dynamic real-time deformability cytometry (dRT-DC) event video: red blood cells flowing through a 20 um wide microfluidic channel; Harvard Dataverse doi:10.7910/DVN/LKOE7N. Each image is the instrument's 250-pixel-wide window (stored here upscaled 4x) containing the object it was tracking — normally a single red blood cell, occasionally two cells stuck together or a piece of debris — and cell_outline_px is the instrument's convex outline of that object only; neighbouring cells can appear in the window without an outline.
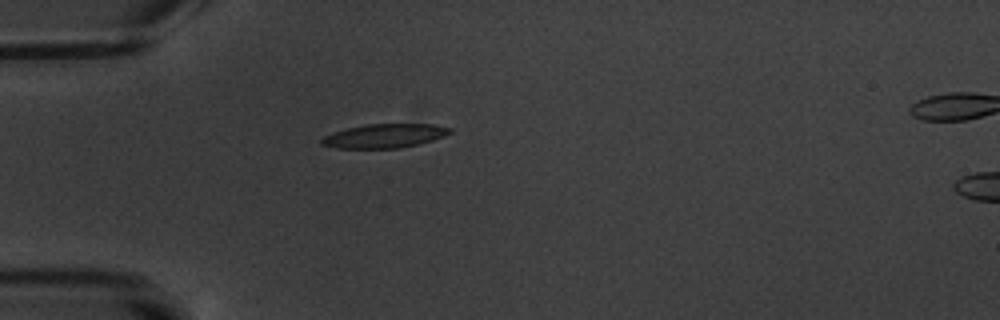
{"species": "common noctule bat (a hibernating species)", "species_latin": "Nyctalus noctula", "temperature_condition": "warm", "stored_images_in_passage": 2, "camera_frame_rate_fps": 3000, "um_per_image_px": 0.085, "animal": {"sex": "male", "body_mass_g": 20.1, "forearm_length_mm": 53.5}, "frame": {"image": 1, "passage_image": 1, "time_ms": 0.0, "image_size_px": [1000, 320], "cell_outline_px": [[452, 132], [444, 136], [432, 140], [400, 148], [336, 148], [320, 144], [320, 140], [324, 136], [332, 132], [348, 128], [368, 124], [432, 124], [452, 128]], "centroid_in_image_um": [32.67, 11.55], "position_along_channel_um": 52.3, "area_um2": 17.8}}